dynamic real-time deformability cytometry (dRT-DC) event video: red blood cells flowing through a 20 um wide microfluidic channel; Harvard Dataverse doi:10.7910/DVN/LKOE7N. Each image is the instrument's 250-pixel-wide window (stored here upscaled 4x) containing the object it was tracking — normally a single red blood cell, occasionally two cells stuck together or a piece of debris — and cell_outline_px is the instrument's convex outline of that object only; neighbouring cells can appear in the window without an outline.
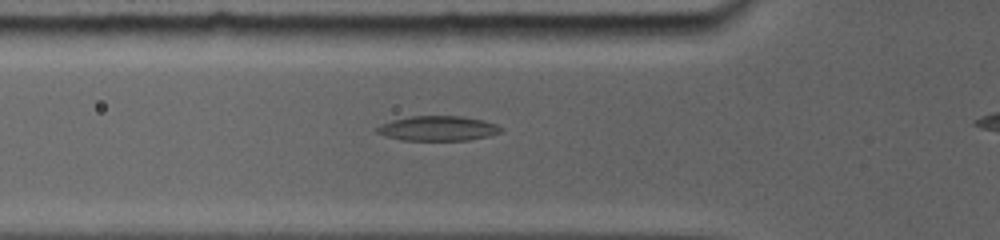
{"species": "common noctule bat (a hibernating species)", "species_latin": "Nyctalus noctula", "temperature_condition": "room temperature", "stored_images_in_passage": 18, "camera_frame_rate_fps": 5000, "um_per_image_px": 0.085, "animal": {"sex": "female", "body_mass_g": 19.0, "forearm_length_mm": 56.7}, "frame": {"image": 1, "passage_image": 5, "time_ms": 2.6, "image_size_px": [1000, 240], "cell_outline_px": [[500, 132], [468, 140], [404, 140], [388, 136], [376, 132], [376, 128], [392, 120], [412, 116], [464, 116], [480, 120], [492, 124], [500, 128]], "centroid_in_image_um": [37.17, 10.91], "position_along_channel_um": 88.6, "area_um2": 17.28}}
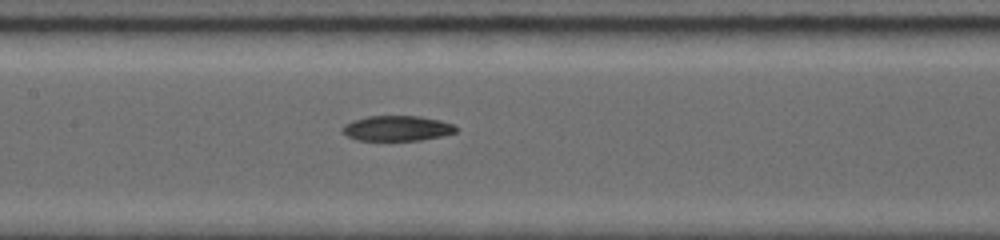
{"frame": {"image": 2, "passage_image": 8, "time_ms": 4.8, "image_size_px": [1000, 240], "cell_outline_px": [[456, 132], [440, 136], [420, 140], [360, 140], [348, 136], [344, 132], [344, 124], [352, 120], [368, 116], [420, 116], [440, 120], [452, 124], [456, 128]], "centroid_in_image_um": [33.75, 10.89], "position_along_channel_um": 173.6, "area_um2": 16.42}}
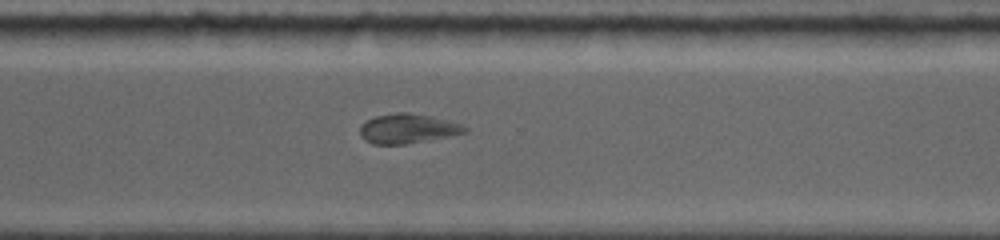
{"frame": {"image": 3, "passage_image": 14, "time_ms": 9.0, "image_size_px": [1000, 240], "cell_outline_px": [[468, 132], [448, 136], [404, 144], [372, 144], [364, 140], [360, 136], [360, 128], [368, 120], [376, 116], [396, 112], [408, 112], [432, 116], [460, 124], [468, 128]], "centroid_in_image_um": [34.64, 10.93], "position_along_channel_um": 336.0, "area_um2": 17.86}}